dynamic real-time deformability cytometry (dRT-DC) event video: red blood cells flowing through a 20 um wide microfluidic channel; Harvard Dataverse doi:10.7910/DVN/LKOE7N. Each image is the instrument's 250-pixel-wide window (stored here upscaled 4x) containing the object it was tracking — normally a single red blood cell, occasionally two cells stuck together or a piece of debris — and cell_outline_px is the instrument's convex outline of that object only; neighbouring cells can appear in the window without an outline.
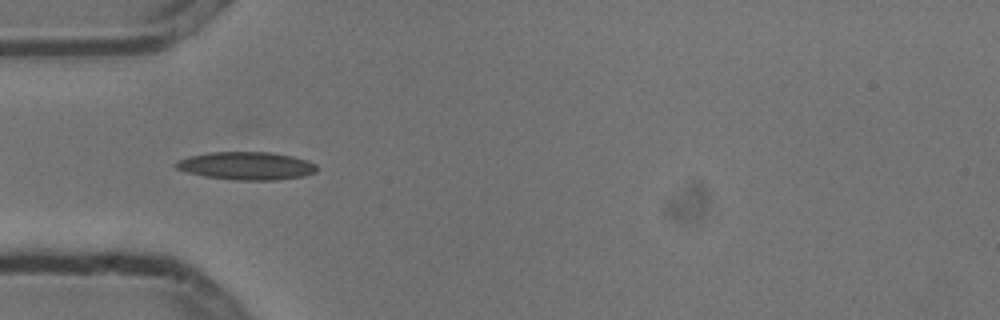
{"species": "common noctule bat (a hibernating species)", "species_latin": "Nyctalus noctula", "temperature_condition": "cold", "stored_images_in_passage": 6, "camera_frame_rate_fps": 3000, "um_per_image_px": 0.085, "animal": {"sex": "male", "body_mass_g": 13.3}, "frame": {"image": 1, "passage_image": 4, "time_ms": 1.0, "image_size_px": [1000, 320], "cell_outline_px": [[316, 172], [304, 176], [272, 180], [240, 180], [204, 176], [188, 172], [176, 168], [176, 160], [188, 156], [212, 152], [268, 152], [292, 156], [308, 160], [316, 164]], "centroid_in_image_um": [20.96, 14.09], "position_along_channel_um": 64.0, "area_um2": 22.77}}
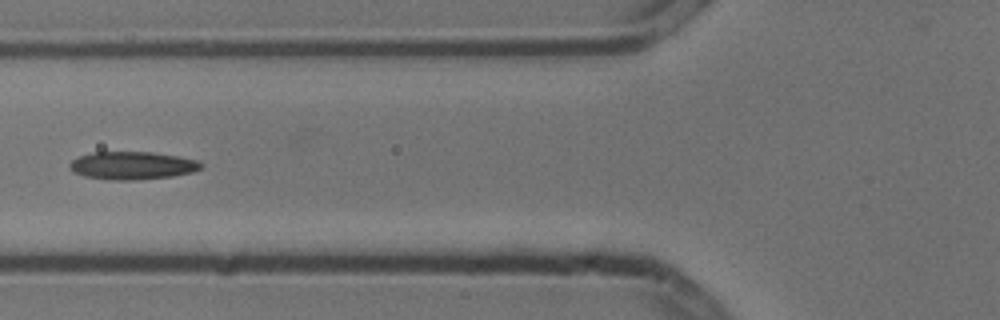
{"frame": {"image": 2, "passage_image": 5, "time_ms": 1.333, "image_size_px": [1000, 320], "cell_outline_px": [[204, 164], [200, 168], [192, 172], [172, 176], [136, 180], [108, 180], [84, 176], [72, 172], [68, 168], [68, 164], [72, 160], [80, 156], [92, 152], [152, 152], [180, 156], [196, 160]], "centroid_in_image_um": [11.21, 14.07], "position_along_channel_um": 114.6, "area_um2": 21.5}}
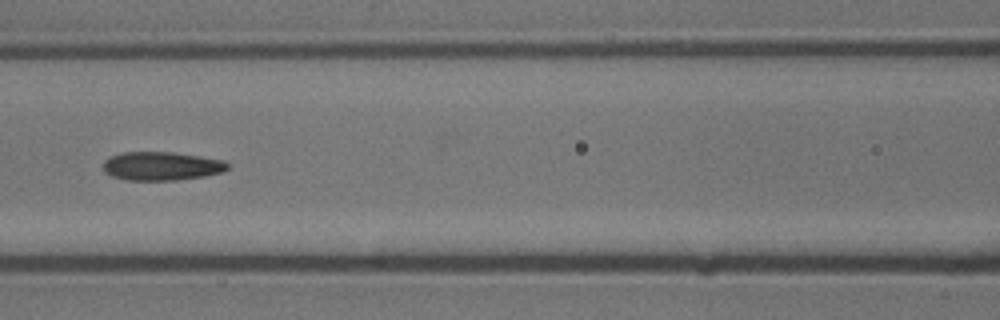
{"frame": {"image": 3, "passage_image": 6, "time_ms": 1.667, "image_size_px": [1000, 320], "cell_outline_px": [[228, 168], [224, 172], [204, 176], [176, 180], [128, 180], [112, 176], [104, 172], [104, 160], [112, 156], [124, 152], [172, 152], [200, 156], [224, 160], [228, 164]], "centroid_in_image_um": [13.75, 14.11], "position_along_channel_um": 152.9, "area_um2": 20.69}}